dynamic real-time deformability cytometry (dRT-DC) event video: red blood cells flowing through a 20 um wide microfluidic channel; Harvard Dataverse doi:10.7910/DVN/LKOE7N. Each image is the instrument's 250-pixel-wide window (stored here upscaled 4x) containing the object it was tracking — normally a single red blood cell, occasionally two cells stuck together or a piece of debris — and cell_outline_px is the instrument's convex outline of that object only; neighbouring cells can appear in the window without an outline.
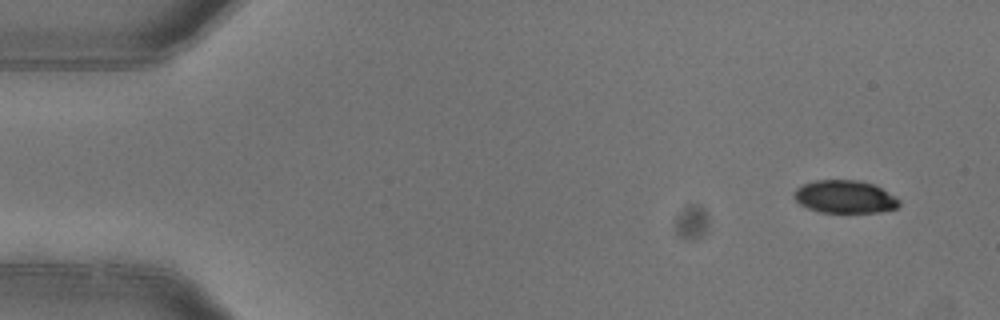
{"species": "common noctule bat (a hibernating species)", "species_latin": "Nyctalus noctula", "temperature_condition": "warm", "stored_images_in_passage": 4, "camera_frame_rate_fps": 3000, "um_per_image_px": 0.085, "animal": {"sex": "female"}, "frame": {"image": 1, "passage_image": 1, "time_ms": 0.0, "image_size_px": [1000, 320], "cell_outline_px": [[900, 204], [896, 208], [880, 212], [820, 212], [808, 208], [800, 204], [792, 196], [792, 192], [796, 188], [804, 184], [816, 180], [856, 180], [872, 184], [896, 196], [900, 200]], "centroid_in_image_um": [71.79, 16.73], "position_along_channel_um": 13.2, "area_um2": 20.06}}
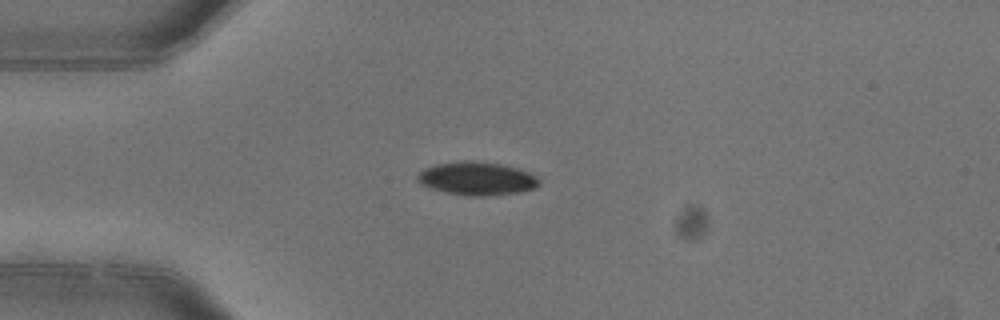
{"frame": {"image": 2, "passage_image": 4, "time_ms": 1.0, "image_size_px": [1000, 320], "cell_outline_px": [[540, 184], [536, 188], [520, 192], [488, 196], [468, 196], [448, 192], [432, 188], [420, 184], [416, 180], [416, 176], [424, 168], [436, 164], [464, 160], [472, 160], [500, 164], [516, 168], [528, 172], [536, 176], [540, 180]], "centroid_in_image_um": [40.54, 15.17], "position_along_channel_um": 44.5, "area_um2": 23.64}}